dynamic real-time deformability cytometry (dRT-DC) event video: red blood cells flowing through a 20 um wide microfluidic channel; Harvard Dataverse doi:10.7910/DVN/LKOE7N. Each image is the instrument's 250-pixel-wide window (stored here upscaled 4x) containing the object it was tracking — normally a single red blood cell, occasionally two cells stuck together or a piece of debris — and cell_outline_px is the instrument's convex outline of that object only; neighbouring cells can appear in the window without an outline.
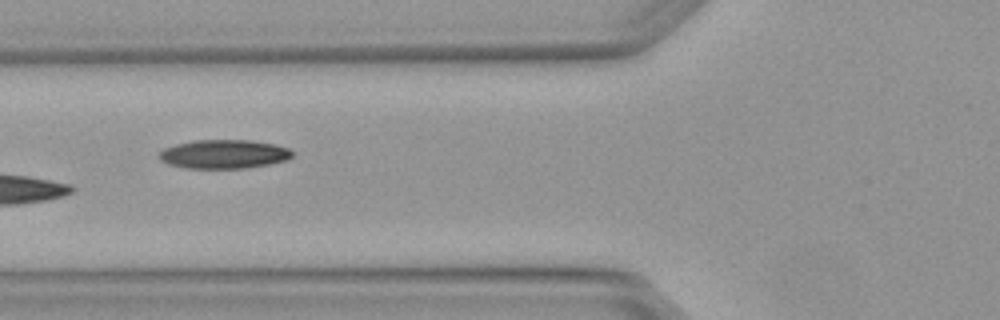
{"species": "Egyptian fruit bat (a non-hibernating species)", "species_latin": "Rousettus aegyptiacus", "temperature_condition": "warm", "stored_images_in_passage": 3, "camera_frame_rate_fps": 3000, "um_per_image_px": 0.085, "animal": {"sex": "female"}, "frame": {"image": 1, "passage_image": 3, "time_ms": 0.667, "image_size_px": [1000, 320], "cell_outline_px": [[292, 156], [288, 160], [248, 168], [184, 168], [168, 164], [160, 160], [160, 152], [164, 148], [176, 144], [192, 140], [252, 140], [276, 144], [288, 148], [292, 152]], "centroid_in_image_um": [19.04, 13.1], "position_along_channel_um": 106.8, "area_um2": 22.48}}